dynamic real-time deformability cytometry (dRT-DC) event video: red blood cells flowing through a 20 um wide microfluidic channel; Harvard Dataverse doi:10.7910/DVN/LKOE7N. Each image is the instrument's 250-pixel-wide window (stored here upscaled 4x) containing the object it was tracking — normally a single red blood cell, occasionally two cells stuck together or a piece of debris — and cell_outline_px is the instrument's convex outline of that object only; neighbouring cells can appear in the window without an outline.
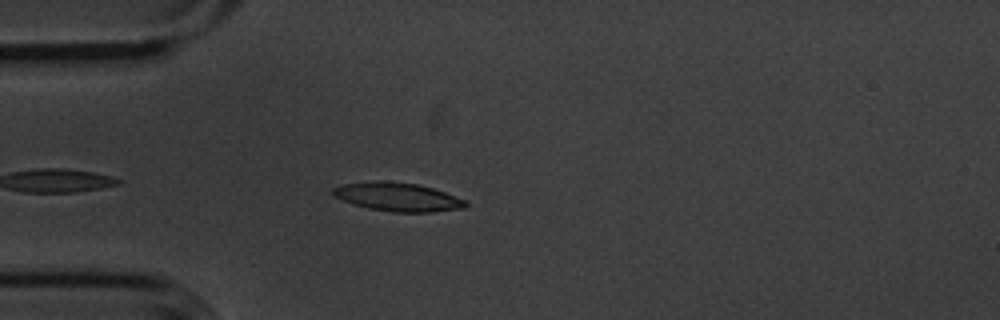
{"species": "common noctule bat (a hibernating species)", "species_latin": "Nyctalus noctula", "temperature_condition": "cold", "stored_images_in_passage": 22, "camera_frame_rate_fps": 3000, "um_per_image_px": 0.085, "animal": {"sex": "male", "body_mass_g": 20.1, "forearm_length_mm": 53.5}, "frame": {"image": 1, "passage_image": 4, "time_ms": 1.0, "image_size_px": [1000, 320], "cell_outline_px": [[468, 204], [464, 208], [432, 212], [392, 212], [368, 208], [352, 204], [332, 196], [332, 188], [344, 184], [380, 180], [388, 180], [416, 184], [432, 188], [444, 192], [464, 200]], "centroid_in_image_um": [33.76, 16.74], "position_along_channel_um": 51.2, "area_um2": 22.08}}
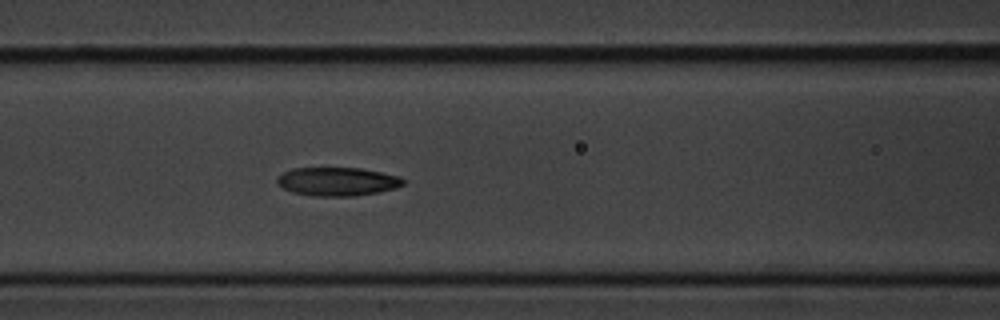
{"frame": {"image": 2, "passage_image": 12, "time_ms": 3.667, "image_size_px": [1000, 320], "cell_outline_px": [[404, 184], [396, 188], [356, 196], [312, 196], [292, 192], [276, 184], [276, 180], [284, 172], [292, 168], [360, 168], [400, 176], [404, 180]], "centroid_in_image_um": [28.67, 15.43], "position_along_channel_um": 137.9, "area_um2": 20.92}}
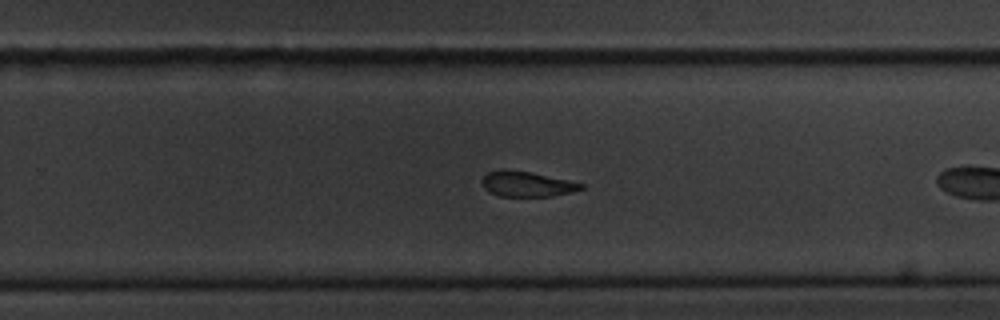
{"frame": {"image": 3, "passage_image": 21, "time_ms": 6.667, "image_size_px": [1000, 320], "cell_outline_px": [[584, 188], [572, 192], [552, 196], [500, 196], [484, 188], [480, 180], [488, 172], [500, 168], [504, 168], [528, 172], [568, 180], [584, 184]], "centroid_in_image_um": [44.75, 15.63], "position_along_channel_um": 285.0, "area_um2": 14.51}}